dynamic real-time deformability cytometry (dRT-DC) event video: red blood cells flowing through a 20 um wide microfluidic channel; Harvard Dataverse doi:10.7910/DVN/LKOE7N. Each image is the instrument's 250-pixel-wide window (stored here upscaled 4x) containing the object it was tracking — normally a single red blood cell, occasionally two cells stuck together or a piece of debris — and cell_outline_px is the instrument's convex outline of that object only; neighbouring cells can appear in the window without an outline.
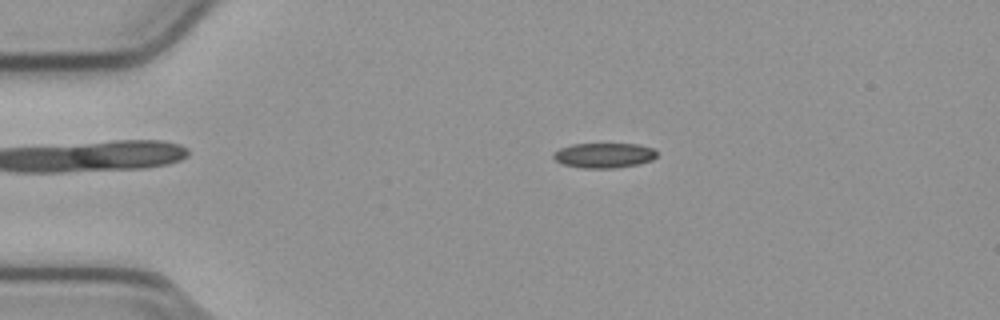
{"species": "common noctule bat (a hibernating species)", "species_latin": "Nyctalus noctula", "temperature_condition": "cold", "stored_images_in_passage": 54, "camera_frame_rate_fps": 3000, "um_per_image_px": 0.085, "animal": {"sex": "male", "body_mass_g": 23.1, "forearm_length_mm": 52.7}, "frame": {"image": 1, "passage_image": 11, "time_ms": 3.333, "image_size_px": [1000, 320], "cell_outline_px": [[656, 156], [652, 160], [640, 164], [616, 168], [580, 168], [564, 164], [556, 160], [552, 156], [552, 152], [560, 148], [572, 144], [640, 144], [652, 148], [656, 152]], "centroid_in_image_um": [51.33, 13.21], "position_along_channel_um": 33.7, "area_um2": 15.14}}
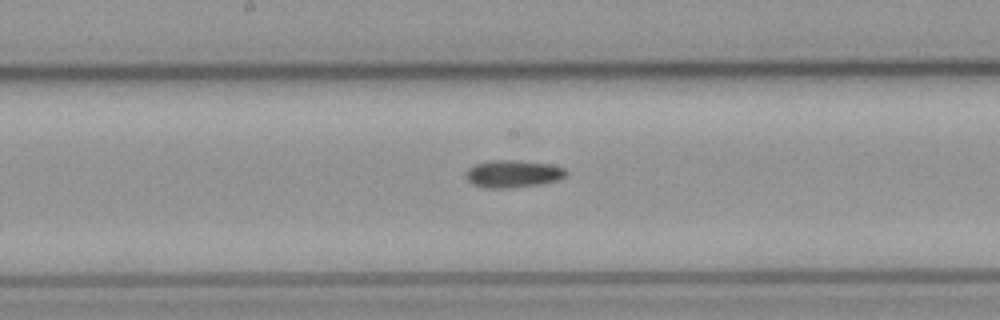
{"frame": {"image": 2, "passage_image": 28, "time_ms": 9.0, "image_size_px": [1000, 320], "cell_outline_px": [[568, 172], [564, 176], [556, 180], [540, 184], [508, 188], [484, 188], [472, 184], [468, 180], [468, 168], [476, 164], [488, 160], [512, 160], [548, 164], [564, 168]], "centroid_in_image_um": [43.58, 14.78], "position_along_channel_um": 204.6, "area_um2": 15.72}}
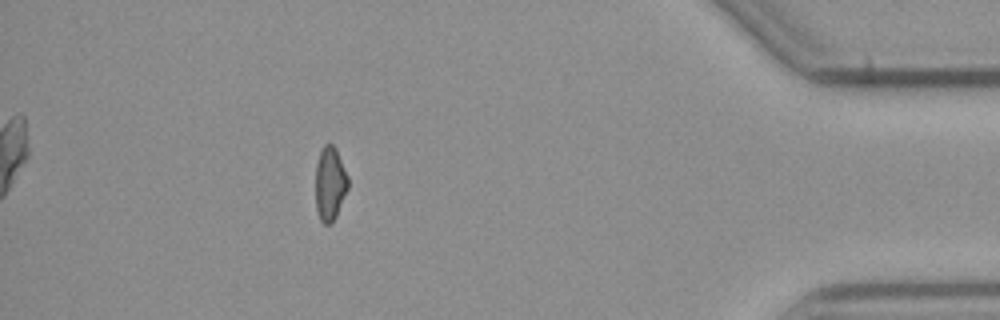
{"frame": {"image": 3, "passage_image": 48, "time_ms": 15.667, "image_size_px": [1000, 320], "cell_outline_px": [[348, 188], [336, 216], [332, 224], [324, 224], [320, 220], [316, 208], [316, 164], [320, 152], [324, 144], [332, 144], [336, 148], [348, 176]], "centroid_in_image_um": [28.05, 15.62], "position_along_channel_um": 407.2, "area_um2": 13.99}}